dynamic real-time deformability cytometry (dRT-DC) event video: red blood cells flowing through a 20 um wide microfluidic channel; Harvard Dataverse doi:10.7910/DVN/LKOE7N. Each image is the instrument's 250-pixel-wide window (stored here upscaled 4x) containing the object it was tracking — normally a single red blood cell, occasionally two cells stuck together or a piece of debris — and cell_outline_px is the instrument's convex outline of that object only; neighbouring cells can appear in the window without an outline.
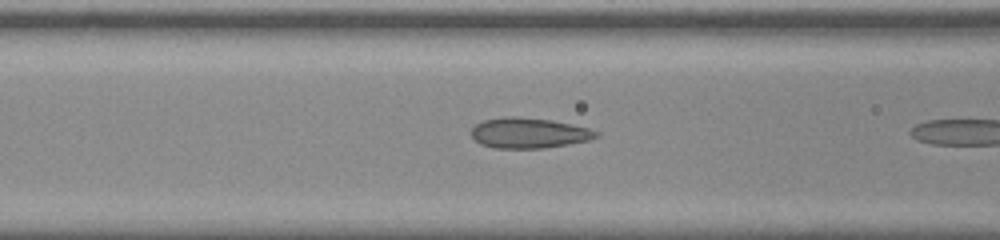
{"species": "common noctule bat (a hibernating species)", "species_latin": "Nyctalus noctula", "temperature_condition": "room temperature", "stored_images_in_passage": 11, "camera_frame_rate_fps": 3000, "um_per_image_px": 0.085, "animal": {"sex": "male", "body_mass_g": 20.0, "forearm_length_mm": 53.3}, "frame": {"image": 1, "passage_image": 10, "time_ms": 3.0, "image_size_px": [1000, 240], "cell_outline_px": [[600, 136], [588, 140], [568, 144], [544, 148], [496, 148], [480, 144], [472, 136], [472, 128], [476, 124], [484, 120], [504, 116], [516, 116], [548, 120], [588, 128], [600, 132]], "centroid_in_image_um": [44.94, 11.31], "position_along_channel_um": 121.7, "area_um2": 21.91}}